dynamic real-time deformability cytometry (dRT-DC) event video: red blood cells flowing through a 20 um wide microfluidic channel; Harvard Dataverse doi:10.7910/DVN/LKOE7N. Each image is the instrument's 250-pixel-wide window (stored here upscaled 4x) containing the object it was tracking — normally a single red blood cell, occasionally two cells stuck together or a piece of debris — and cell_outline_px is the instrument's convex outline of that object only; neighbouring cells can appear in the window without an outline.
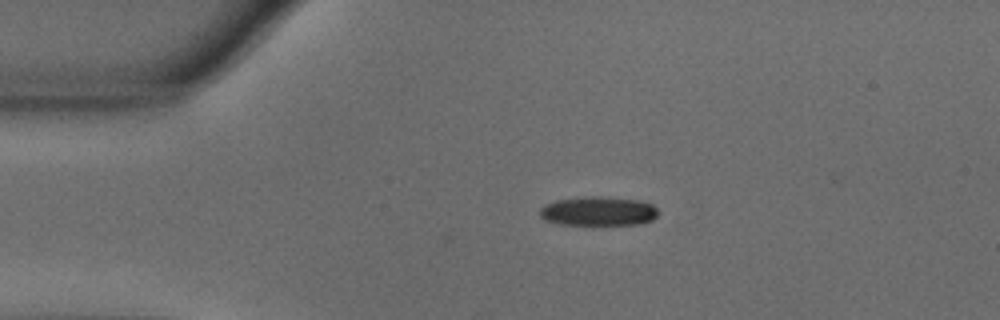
{"species": "common noctule bat (a hibernating species)", "species_latin": "Nyctalus noctula", "temperature_condition": "warm", "stored_images_in_passage": 4, "camera_frame_rate_fps": 3000, "um_per_image_px": 0.085, "animal": {"sex": "male", "body_mass_g": 18.8}, "frame": {"image": 1, "passage_image": 1, "time_ms": 0.0, "image_size_px": [1000, 320], "cell_outline_px": [[660, 212], [652, 220], [644, 224], [592, 228], [556, 224], [544, 220], [540, 216], [540, 208], [544, 204], [556, 200], [592, 196], [600, 196], [636, 200], [652, 204]], "centroid_in_image_um": [50.84, 18.02], "position_along_channel_um": 34.2, "area_um2": 21.39}}